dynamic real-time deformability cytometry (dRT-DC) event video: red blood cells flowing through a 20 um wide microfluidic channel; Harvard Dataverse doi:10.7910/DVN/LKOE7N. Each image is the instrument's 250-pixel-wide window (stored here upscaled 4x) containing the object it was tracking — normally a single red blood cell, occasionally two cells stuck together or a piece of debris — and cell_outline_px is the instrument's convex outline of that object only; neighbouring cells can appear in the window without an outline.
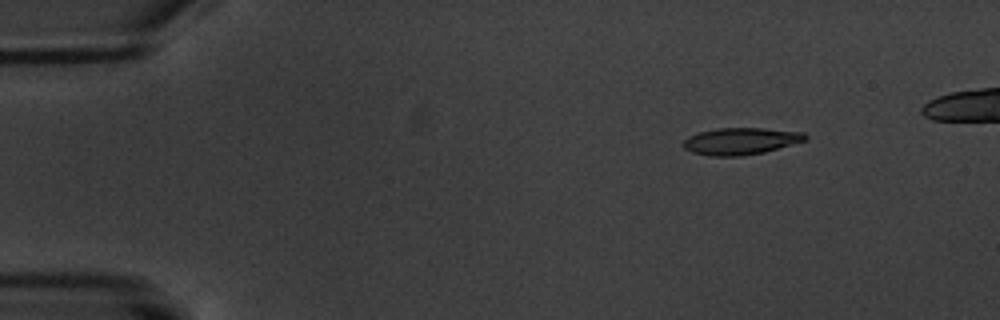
{"species": "common noctule bat (a hibernating species)", "species_latin": "Nyctalus noctula", "temperature_condition": "warm", "stored_images_in_passage": 7, "camera_frame_rate_fps": 3000, "um_per_image_px": 0.085, "animal": {"sex": "male", "body_mass_g": 20.1, "forearm_length_mm": 53.5}, "frame": {"image": 1, "passage_image": 3, "time_ms": 2.333, "image_size_px": [1000, 320], "cell_outline_px": [[808, 140], [764, 152], [740, 156], [708, 156], [692, 152], [684, 148], [684, 140], [688, 136], [700, 132], [716, 128], [764, 128], [804, 132], [808, 136]], "centroid_in_image_um": [62.99, 11.99], "position_along_channel_um": 22.0, "area_um2": 19.19}}